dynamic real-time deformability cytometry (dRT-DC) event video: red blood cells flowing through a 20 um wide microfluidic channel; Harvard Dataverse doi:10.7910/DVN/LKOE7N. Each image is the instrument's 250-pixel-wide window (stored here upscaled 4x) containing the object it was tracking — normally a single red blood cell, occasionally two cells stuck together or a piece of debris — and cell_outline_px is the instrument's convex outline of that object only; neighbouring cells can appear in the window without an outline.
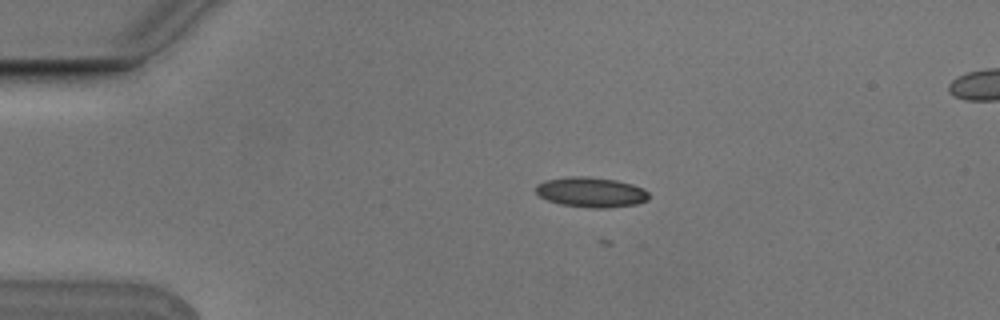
{"species": "Egyptian fruit bat (a non-hibernating species)", "species_latin": "Rousettus aegyptiacus", "temperature_condition": "cold", "stored_images_in_passage": 4, "camera_frame_rate_fps": 3000, "um_per_image_px": 0.085, "animal": {"sex": "male"}, "frame": {"image": 1, "passage_image": 2, "time_ms": 0.333, "image_size_px": [1000, 320], "cell_outline_px": [[648, 200], [636, 204], [608, 208], [592, 208], [560, 204], [548, 200], [540, 196], [536, 192], [536, 184], [544, 180], [568, 176], [588, 176], [616, 180], [632, 184], [644, 188], [648, 192]], "centroid_in_image_um": [50.24, 16.33], "position_along_channel_um": 34.8, "area_um2": 19.94}}